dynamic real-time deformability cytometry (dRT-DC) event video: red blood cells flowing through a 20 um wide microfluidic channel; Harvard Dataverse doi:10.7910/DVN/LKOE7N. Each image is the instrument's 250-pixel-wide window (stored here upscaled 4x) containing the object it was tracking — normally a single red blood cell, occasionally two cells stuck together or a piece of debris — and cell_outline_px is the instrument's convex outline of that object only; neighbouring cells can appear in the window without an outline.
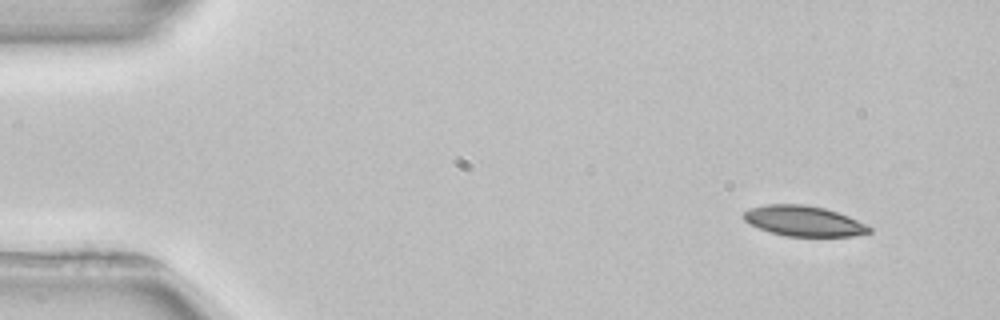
{"species": "common noctule bat (a hibernating species)", "species_latin": "Nyctalus noctula", "temperature_condition": "room temperature", "stored_images_in_passage": 3, "camera_frame_rate_fps": 3000, "um_per_image_px": 0.085, "animal": {"sex": "female", "body_mass_g": 22.7, "forearm_length_mm": 54.2}, "frame": {"image": 1, "passage_image": 1, "time_ms": 0.0, "image_size_px": [1000, 320], "cell_outline_px": [[872, 232], [852, 236], [784, 236], [748, 224], [744, 220], [744, 212], [752, 208], [764, 204], [804, 204], [824, 208], [848, 216], [872, 228]], "centroid_in_image_um": [68.3, 18.78], "position_along_channel_um": 16.7, "area_um2": 22.02}}
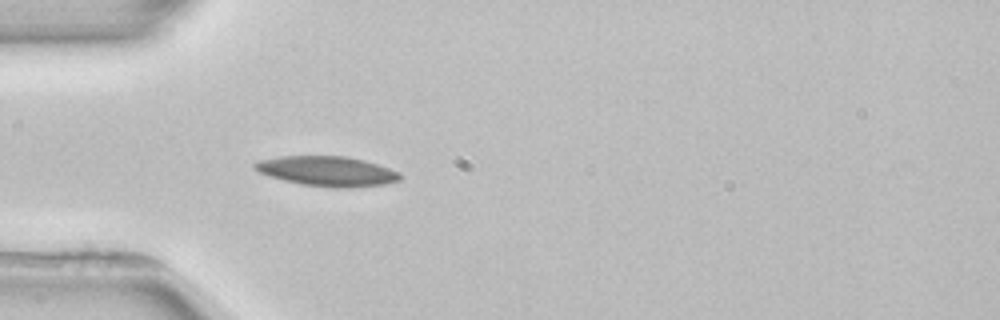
{"frame": {"image": 2, "passage_image": 3, "time_ms": 3.667, "image_size_px": [1000, 320], "cell_outline_px": [[400, 180], [384, 184], [352, 188], [336, 188], [300, 184], [268, 176], [252, 168], [252, 164], [256, 160], [280, 156], [348, 156], [364, 160], [400, 172]], "centroid_in_image_um": [27.76, 14.55], "position_along_channel_um": 57.2, "area_um2": 25.49}}